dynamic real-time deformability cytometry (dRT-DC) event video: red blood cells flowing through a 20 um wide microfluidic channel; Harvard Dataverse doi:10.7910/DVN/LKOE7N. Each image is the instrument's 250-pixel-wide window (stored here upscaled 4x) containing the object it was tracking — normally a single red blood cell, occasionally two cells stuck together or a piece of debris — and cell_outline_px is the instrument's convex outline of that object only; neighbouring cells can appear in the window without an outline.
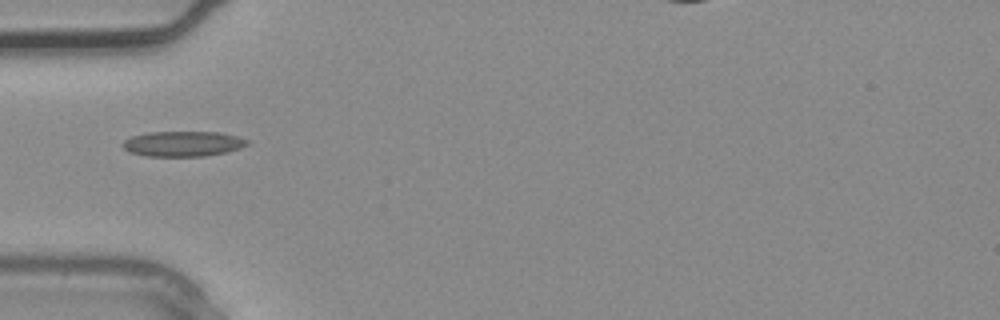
{"species": "common noctule bat (a hibernating species)", "species_latin": "Nyctalus noctula", "temperature_condition": "warm", "stored_images_in_passage": 3, "segment_of_instrument_passage": [2, 2], "camera_frame_rate_fps": 3000, "um_per_image_px": 0.085, "animal": {"sex": "male", "body_mass_g": 20.4}, "frame": {"image": 1, "passage_image": 3, "time_ms": 0.667, "image_size_px": [1000, 320], "cell_outline_px": [[248, 144], [240, 148], [228, 152], [204, 156], [144, 156], [128, 152], [120, 144], [124, 140], [132, 136], [148, 132], [220, 132], [236, 136], [248, 140]], "centroid_in_image_um": [15.52, 12.22], "position_along_channel_um": 69.5, "area_um2": 18.44}}